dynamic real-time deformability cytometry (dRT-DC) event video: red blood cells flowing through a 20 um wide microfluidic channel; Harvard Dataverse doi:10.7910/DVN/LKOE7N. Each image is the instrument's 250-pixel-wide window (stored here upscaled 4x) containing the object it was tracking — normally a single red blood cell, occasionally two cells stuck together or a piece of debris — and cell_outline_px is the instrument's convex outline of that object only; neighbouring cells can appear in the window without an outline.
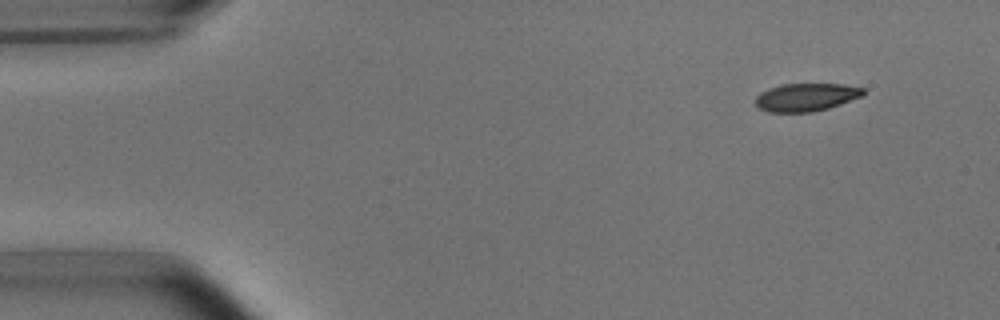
{"species": "common noctule bat (a hibernating species)", "species_latin": "Nyctalus noctula", "temperature_condition": "room temperature", "stored_images_in_passage": 5, "camera_frame_rate_fps": 3000, "um_per_image_px": 0.085, "animal": {"sex": "male", "body_mass_g": 15.6}, "frame": {"image": 1, "passage_image": 1, "time_ms": 0.0, "image_size_px": [1000, 320], "cell_outline_px": [[864, 96], [828, 108], [812, 112], [768, 112], [760, 108], [756, 104], [756, 96], [760, 92], [768, 88], [780, 84], [844, 84], [864, 88]], "centroid_in_image_um": [68.53, 8.25], "position_along_channel_um": 16.5, "area_um2": 17.63}}
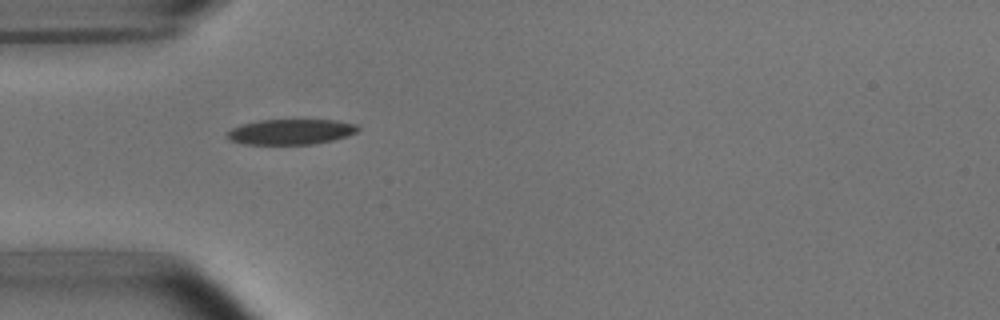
{"frame": {"image": 2, "passage_image": 4, "time_ms": 3.667, "image_size_px": [1000, 320], "cell_outline_px": [[360, 128], [356, 132], [332, 140], [312, 144], [244, 144], [232, 140], [228, 136], [228, 132], [232, 128], [244, 124], [260, 120], [336, 120], [356, 124]], "centroid_in_image_um": [24.74, 11.2], "position_along_channel_um": 60.3, "area_um2": 18.96}}